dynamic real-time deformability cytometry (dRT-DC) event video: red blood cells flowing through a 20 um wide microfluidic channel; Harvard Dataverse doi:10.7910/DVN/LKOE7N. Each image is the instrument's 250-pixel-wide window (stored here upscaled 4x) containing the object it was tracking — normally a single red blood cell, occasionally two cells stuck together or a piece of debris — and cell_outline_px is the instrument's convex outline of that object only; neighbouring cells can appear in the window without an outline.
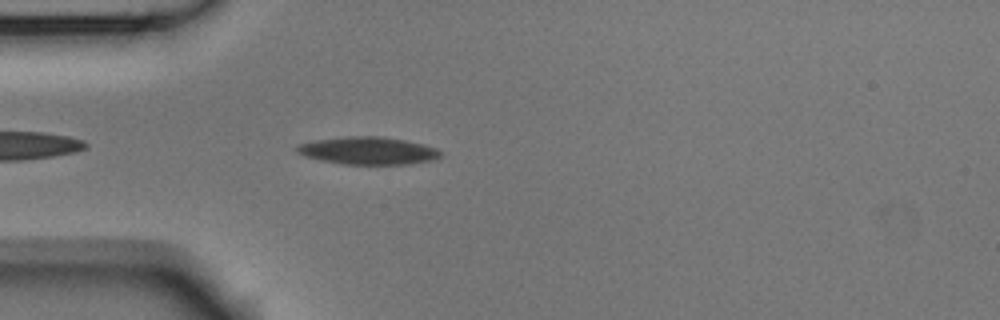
{"species": "Egyptian fruit bat (a non-hibernating species)", "species_latin": "Rousettus aegyptiacus", "temperature_condition": "room temperature", "stored_images_in_passage": 27, "camera_frame_rate_fps": 3000, "um_per_image_px": 0.085, "animal": {"sex": "male"}, "frame": {"image": 1, "passage_image": 3, "time_ms": 0.667, "image_size_px": [1000, 320], "cell_outline_px": [[440, 156], [432, 160], [408, 164], [344, 164], [320, 160], [296, 152], [296, 148], [300, 144], [316, 140], [348, 136], [384, 136], [404, 140], [436, 148], [440, 152]], "centroid_in_image_um": [31.28, 12.8], "position_along_channel_um": 53.7, "area_um2": 22.72}}
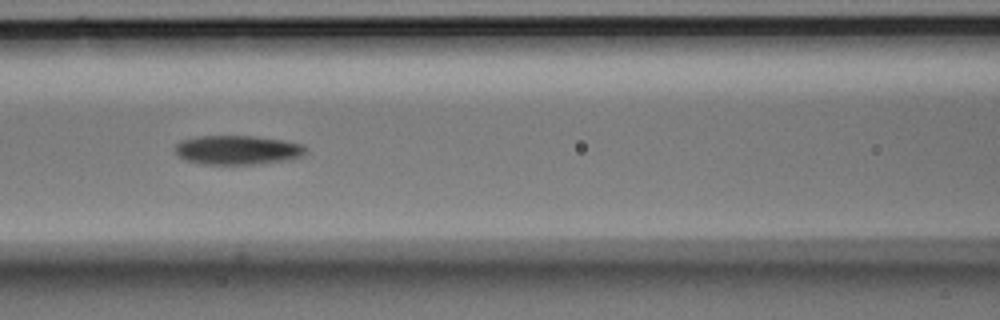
{"frame": {"image": 2, "passage_image": 11, "time_ms": 3.333, "image_size_px": [1000, 320], "cell_outline_px": [[308, 152], [300, 156], [288, 160], [260, 164], [200, 164], [184, 160], [176, 152], [176, 144], [180, 140], [200, 136], [252, 136], [280, 140], [300, 144]], "centroid_in_image_um": [20.16, 12.76], "position_along_channel_um": 146.4, "area_um2": 22.08}}
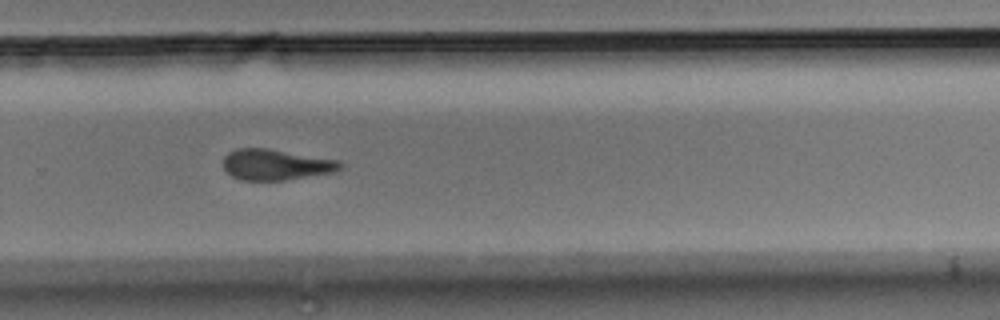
{"frame": {"image": 3, "passage_image": 24, "time_ms": 7.667, "image_size_px": [1000, 320], "cell_outline_px": [[344, 164], [336, 172], [284, 180], [240, 180], [232, 176], [224, 168], [224, 156], [228, 152], [236, 148], [268, 148], [340, 160]], "centroid_in_image_um": [23.47, 13.98], "position_along_channel_um": 306.3, "area_um2": 21.15}}